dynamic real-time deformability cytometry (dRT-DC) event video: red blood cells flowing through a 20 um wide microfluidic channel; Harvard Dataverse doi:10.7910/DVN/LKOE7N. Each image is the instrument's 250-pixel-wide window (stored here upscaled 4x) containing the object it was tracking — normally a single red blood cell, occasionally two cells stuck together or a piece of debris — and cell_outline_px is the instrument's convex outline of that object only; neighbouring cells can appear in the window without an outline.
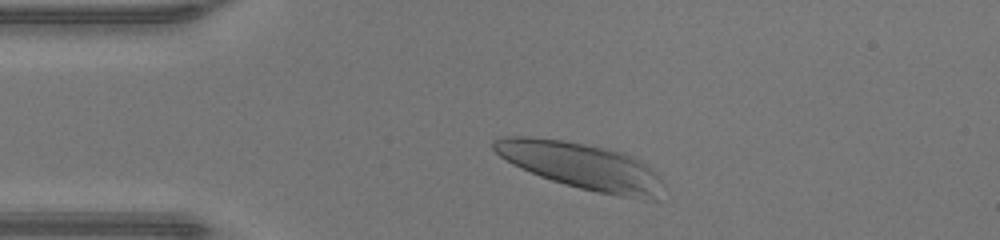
{"species": "human", "species_latin": "Homo sapiens", "temperature_condition": "warm", "stored_images_in_passage": 49, "camera_frame_rate_fps": 3000, "um_per_image_px": 0.085, "donor": {"sex": "male"}, "frame": {"image": 1, "passage_image": 17, "time_ms": 5.333, "image_size_px": [1000, 240], "cell_outline_px": [[664, 184], [660, 200], [644, 200], [596, 192], [564, 184], [540, 176], [520, 168], [512, 164], [500, 156], [492, 148], [492, 140], [504, 136], [528, 136], [564, 140], [608, 148], [632, 156], [640, 160], [656, 172], [664, 180]], "centroid_in_image_um": [49.48, 14.12], "position_along_channel_um": 35.5, "area_um2": 46.36}}
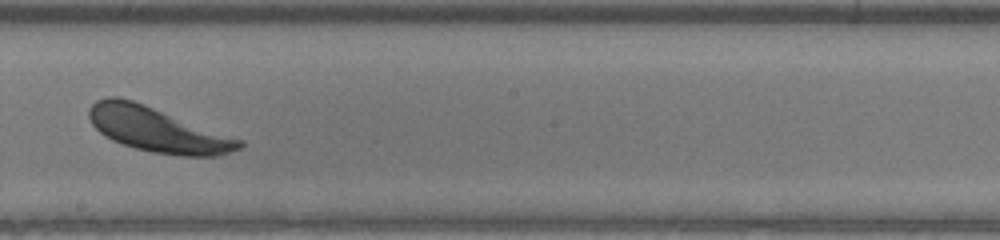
{"frame": {"image": 2, "passage_image": 35, "time_ms": 11.333, "image_size_px": [1000, 240], "cell_outline_px": [[244, 144], [240, 148], [216, 156], [184, 156], [152, 152], [136, 148], [112, 140], [104, 136], [92, 124], [88, 116], [88, 108], [96, 100], [108, 96], [116, 96], [132, 100], [144, 104], [244, 140]], "centroid_in_image_um": [13.37, 11.01], "position_along_channel_um": 234.8, "area_um2": 38.9}}
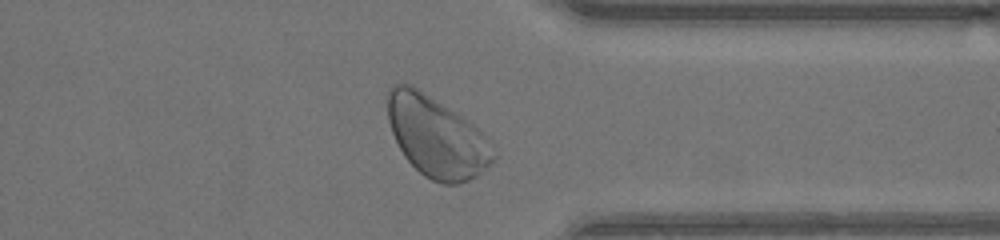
{"frame": {"image": 3, "passage_image": 46, "time_ms": 15.0, "image_size_px": [1000, 240], "cell_outline_px": [[496, 156], [476, 176], [468, 180], [456, 184], [440, 184], [424, 176], [404, 156], [392, 132], [388, 120], [388, 88], [392, 84], [408, 84], [416, 88], [456, 112], [472, 124], [484, 136], [496, 152]], "centroid_in_image_um": [37.08, 11.64], "position_along_channel_um": 374.3, "area_um2": 48.78}, "authors_computed_cell_mechanics": {"area_um2": 44.1592, "velocity_mm_per_s": 3.9506, "shape_relaxation_time_tau1_ms": 3.2183, "shape_relaxation_time_tau2_ms": 1.4001, "deformation_change_tau1": 0.1526, "deformation_change_tau2": 0.0886}}